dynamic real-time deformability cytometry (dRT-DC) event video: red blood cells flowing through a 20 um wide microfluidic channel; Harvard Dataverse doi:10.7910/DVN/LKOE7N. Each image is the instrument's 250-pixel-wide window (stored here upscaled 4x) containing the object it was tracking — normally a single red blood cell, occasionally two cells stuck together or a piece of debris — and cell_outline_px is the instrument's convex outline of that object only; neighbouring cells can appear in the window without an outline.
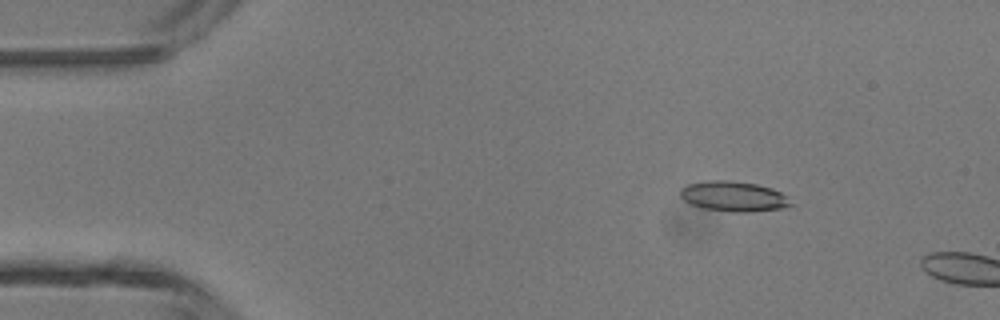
{"species": "common noctule bat (a hibernating species)", "species_latin": "Nyctalus noctula", "temperature_condition": "room temperature", "stored_images_in_passage": 3, "camera_frame_rate_fps": 3000, "um_per_image_px": 0.085, "animal": {"sex": "male", "body_mass_g": 13.3}, "frame": {"image": 1, "passage_image": 2, "time_ms": 0.333, "image_size_px": [1000, 320], "cell_outline_px": [[792, 204], [780, 208], [748, 212], [732, 212], [704, 208], [692, 204], [684, 200], [680, 196], [680, 188], [688, 184], [708, 180], [732, 180], [756, 184], [772, 188], [780, 192]], "centroid_in_image_um": [62.3, 16.68], "position_along_channel_um": 22.7, "area_um2": 19.19}}